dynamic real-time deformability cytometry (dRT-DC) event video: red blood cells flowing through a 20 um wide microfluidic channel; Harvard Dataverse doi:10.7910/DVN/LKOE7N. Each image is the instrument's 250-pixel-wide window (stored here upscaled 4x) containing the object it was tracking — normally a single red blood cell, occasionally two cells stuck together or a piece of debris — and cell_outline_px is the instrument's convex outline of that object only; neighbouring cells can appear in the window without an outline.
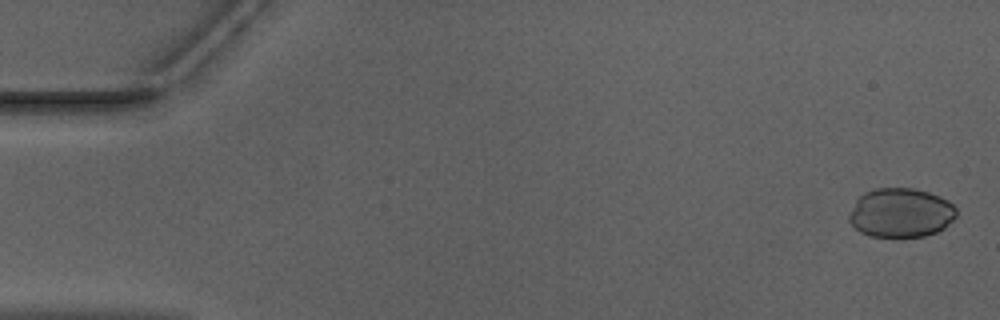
{"species": "Egyptian fruit bat (a non-hibernating species)", "species_latin": "Rousettus aegyptiacus", "temperature_condition": "warm", "stored_images_in_passage": 52, "camera_frame_rate_fps": 3000, "um_per_image_px": 0.085, "animal": {"sex": "male"}, "frame": {"image": 1, "passage_image": 2, "time_ms": 0.333, "image_size_px": [1000, 320], "cell_outline_px": [[956, 216], [944, 228], [936, 232], [924, 236], [872, 236], [860, 232], [848, 220], [848, 216], [856, 200], [864, 192], [876, 188], [912, 188], [928, 192], [940, 196], [948, 200], [956, 208]], "centroid_in_image_um": [76.57, 18.07], "position_along_channel_um": 8.4, "area_um2": 30.63}}
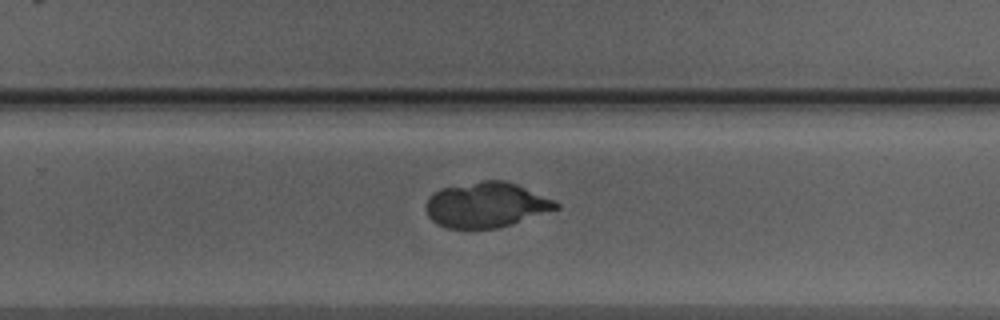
{"frame": {"image": 2, "passage_image": 34, "time_ms": 11.0, "image_size_px": [1000, 320], "cell_outline_px": [[560, 208], [496, 228], [448, 228], [436, 224], [428, 216], [424, 208], [424, 204], [428, 196], [440, 188], [484, 180], [504, 180], [516, 184], [552, 200], [560, 204]], "centroid_in_image_um": [41.24, 17.41], "position_along_channel_um": 288.6, "area_um2": 33.99}}
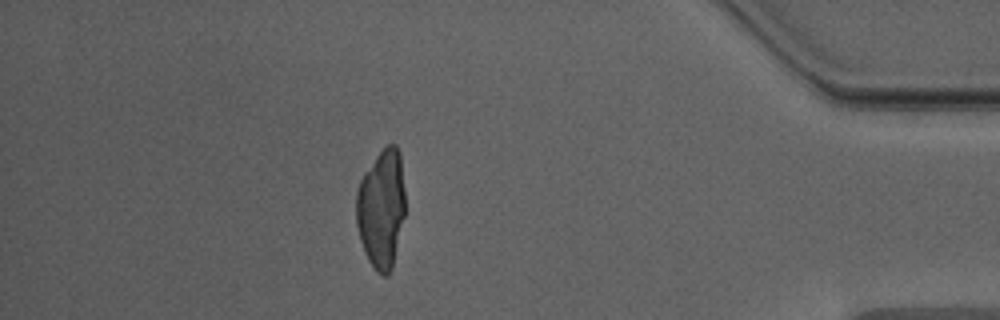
{"frame": {"image": 3, "passage_image": 46, "time_ms": 15.0, "image_size_px": [1000, 320], "cell_outline_px": [[404, 216], [392, 268], [388, 276], [380, 276], [376, 272], [368, 260], [364, 252], [360, 240], [356, 224], [356, 192], [360, 180], [364, 172], [376, 156], [388, 144], [396, 144], [400, 152], [404, 188]], "centroid_in_image_um": [32.4, 17.76], "position_along_channel_um": 402.8, "area_um2": 34.1}}